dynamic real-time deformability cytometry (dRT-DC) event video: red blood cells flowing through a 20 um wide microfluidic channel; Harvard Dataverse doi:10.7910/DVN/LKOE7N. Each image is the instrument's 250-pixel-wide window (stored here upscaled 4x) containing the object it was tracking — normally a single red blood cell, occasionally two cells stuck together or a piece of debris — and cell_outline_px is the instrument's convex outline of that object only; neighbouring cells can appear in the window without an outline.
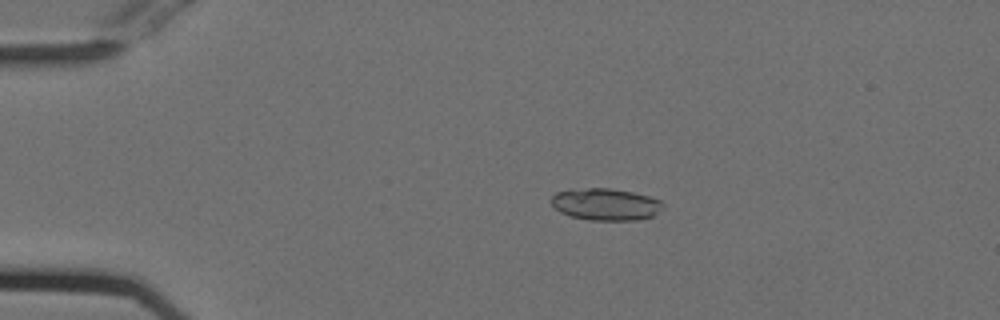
{"species": "Egyptian fruit bat (a non-hibernating species)", "species_latin": "Rousettus aegyptiacus", "temperature_condition": "cold", "stored_images_in_passage": 21, "camera_frame_rate_fps": 3000, "um_per_image_px": 0.085, "animal": {"sex": "female"}, "frame": {"image": 1, "passage_image": 12, "time_ms": 3.667, "image_size_px": [1000, 320], "cell_outline_px": [[664, 208], [652, 216], [636, 220], [588, 220], [572, 216], [560, 212], [548, 200], [556, 192], [568, 188], [612, 188], [632, 192], [648, 196], [660, 200], [664, 204]], "centroid_in_image_um": [51.45, 17.35], "position_along_channel_um": 33.6, "area_um2": 21.04}}
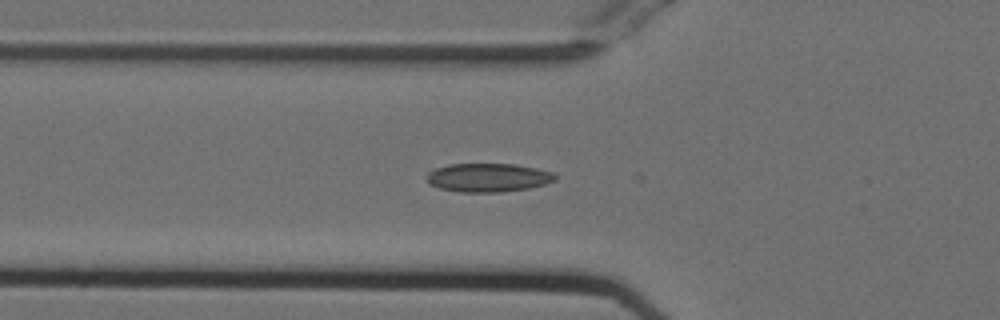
{"frame": {"image": 2, "passage_image": 20, "time_ms": 6.333, "image_size_px": [1000, 320], "cell_outline_px": [[556, 180], [544, 184], [528, 188], [500, 192], [460, 192], [440, 188], [428, 184], [424, 180], [424, 176], [432, 168], [448, 164], [516, 164], [536, 168], [552, 172], [556, 176]], "centroid_in_image_um": [41.4, 15.09], "position_along_channel_um": 84.4, "area_um2": 21.68}}